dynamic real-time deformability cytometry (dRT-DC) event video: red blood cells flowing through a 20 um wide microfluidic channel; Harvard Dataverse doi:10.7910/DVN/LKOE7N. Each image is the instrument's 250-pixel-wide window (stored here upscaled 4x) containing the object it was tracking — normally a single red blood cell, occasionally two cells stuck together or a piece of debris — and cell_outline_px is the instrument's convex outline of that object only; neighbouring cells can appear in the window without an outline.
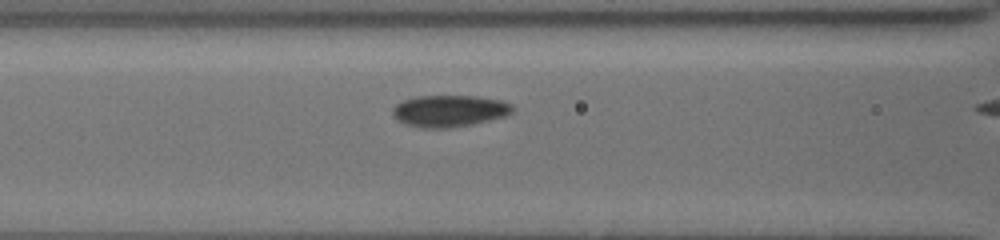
{"species": "common noctule bat (a hibernating species)", "species_latin": "Nyctalus noctula", "temperature_condition": "cold", "stored_images_in_passage": 4, "camera_frame_rate_fps": 3000, "um_per_image_px": 0.085, "animal": {"sex": "female", "body_mass_g": 19.5, "forearm_length_mm": 54.1}, "frame": {"image": 1, "passage_image": 3, "time_ms": 0.667, "image_size_px": [1000, 240], "cell_outline_px": [[512, 112], [504, 116], [472, 124], [452, 128], [420, 128], [408, 124], [400, 120], [392, 112], [392, 108], [396, 104], [404, 100], [416, 96], [476, 96], [500, 100], [512, 104]], "centroid_in_image_um": [38.2, 9.42], "position_along_channel_um": 128.4, "area_um2": 21.91}}